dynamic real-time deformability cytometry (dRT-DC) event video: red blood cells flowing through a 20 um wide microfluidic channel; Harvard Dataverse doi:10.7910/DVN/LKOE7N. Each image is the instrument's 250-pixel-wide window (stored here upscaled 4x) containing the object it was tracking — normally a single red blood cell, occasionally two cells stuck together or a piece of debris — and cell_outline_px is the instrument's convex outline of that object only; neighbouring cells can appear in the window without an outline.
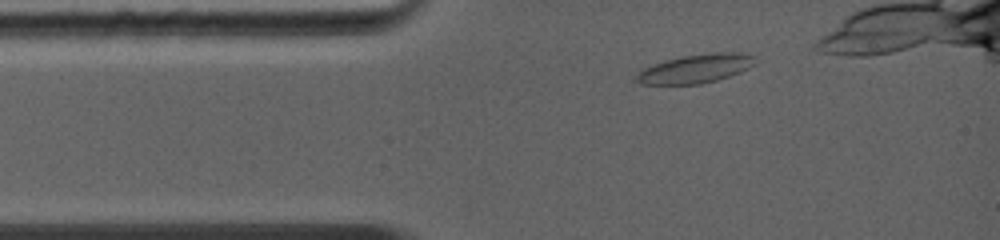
{"species": "common noctule bat (a hibernating species)", "species_latin": "Nyctalus noctula", "temperature_condition": "warm", "stored_images_in_passage": 18, "camera_frame_rate_fps": 5000, "um_per_image_px": 0.085, "animal": {"sex": "female", "body_mass_g": 19.0, "forearm_length_mm": 56.7}, "frame": {"image": 1, "passage_image": 1, "time_ms": 0.0, "image_size_px": [1000, 240], "cell_outline_px": [[752, 64], [740, 72], [716, 80], [700, 84], [640, 84], [636, 80], [636, 76], [644, 68], [652, 64], [664, 60], [680, 56], [712, 52], [740, 52], [752, 56]], "centroid_in_image_um": [59.06, 5.83], "position_along_channel_um": 25.9, "area_um2": 19.59}}
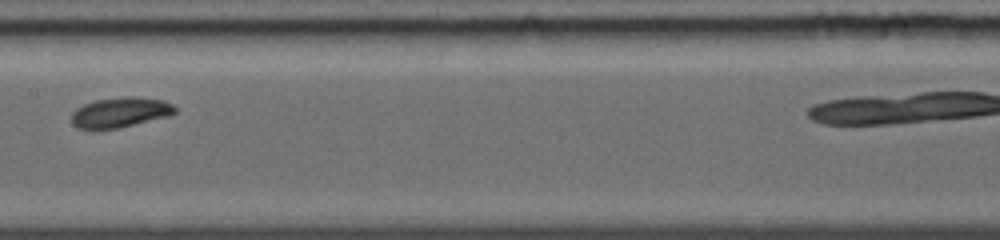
{"frame": {"image": 2, "passage_image": 9, "time_ms": 4.4, "image_size_px": [1000, 240], "cell_outline_px": [[176, 112], [168, 116], [120, 128], [80, 128], [72, 124], [72, 112], [76, 108], [84, 104], [96, 100], [128, 96], [132, 96], [164, 100], [172, 104], [176, 108]], "centroid_in_image_um": [10.24, 9.54], "position_along_channel_um": 197.2, "area_um2": 17.98}}
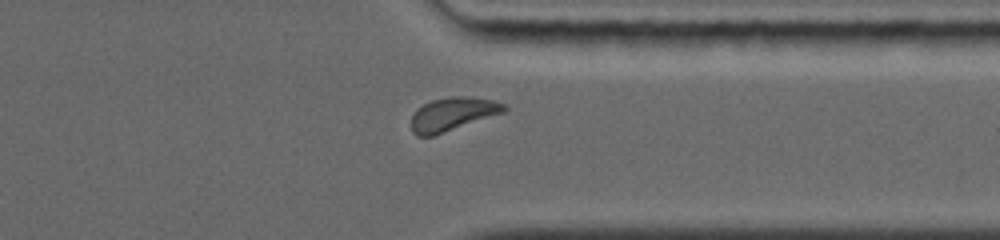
{"frame": {"image": 3, "passage_image": 15, "time_ms": 8.4, "image_size_px": [1000, 240], "cell_outline_px": [[508, 108], [504, 112], [432, 136], [416, 136], [412, 132], [412, 116], [424, 104], [432, 100], [452, 96], [468, 96], [496, 100], [504, 104]], "centroid_in_image_um": [38.5, 9.68], "position_along_channel_um": 372.9, "area_um2": 17.8}, "authors_computed_cell_mechanics": {"area_um2": 17.6579, "velocity_mm_per_s": 4.4007, "shape_relaxation_time_tau1_ms": 1.6827, "shape_relaxation_time_tau2_ms": 5.8515, "deformation_change_tau1": 0.0829, "deformation_change_tau2": 0.1199}}